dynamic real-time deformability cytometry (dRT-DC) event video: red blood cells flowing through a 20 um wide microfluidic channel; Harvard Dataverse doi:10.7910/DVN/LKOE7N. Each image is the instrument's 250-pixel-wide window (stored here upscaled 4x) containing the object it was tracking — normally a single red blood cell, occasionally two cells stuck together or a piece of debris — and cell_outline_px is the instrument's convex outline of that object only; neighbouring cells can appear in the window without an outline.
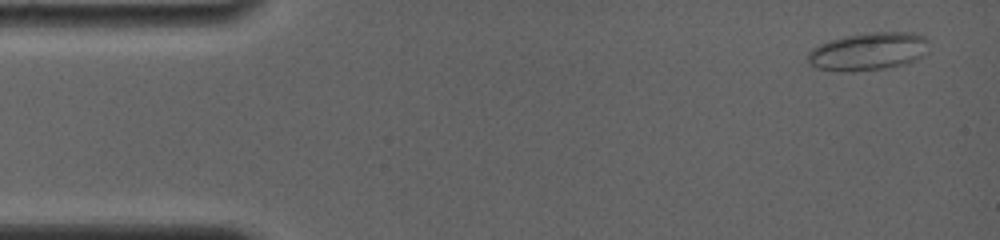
{"species": "common noctule bat (a hibernating species)", "species_latin": "Nyctalus noctula", "temperature_condition": "room temperature", "stored_images_in_passage": 13, "camera_frame_rate_fps": 4000, "um_per_image_px": 0.085, "animal": {"sex": "female", "body_mass_g": 19.0, "forearm_length_mm": 56.7}, "frame": {"image": 1, "passage_image": 2, "time_ms": 0.25, "image_size_px": [1000, 240], "cell_outline_px": [[928, 52], [924, 56], [916, 60], [904, 64], [884, 68], [852, 72], [844, 72], [816, 68], [808, 64], [808, 52], [812, 48], [820, 44], [832, 40], [848, 36], [872, 32], [912, 32], [924, 36], [928, 40]], "centroid_in_image_um": [73.83, 4.38], "position_along_channel_um": 11.2, "area_um2": 26.82}}
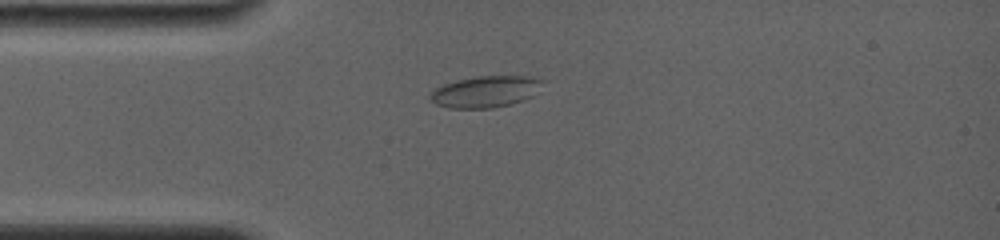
{"frame": {"image": 2, "passage_image": 10, "time_ms": 3.5, "image_size_px": [1000, 240], "cell_outline_px": [[548, 80], [532, 96], [524, 100], [492, 108], [448, 108], [436, 104], [428, 100], [428, 96], [436, 88], [444, 84], [456, 80], [476, 76], [528, 76]], "centroid_in_image_um": [41.28, 7.78], "position_along_channel_um": 43.7, "area_um2": 20.81}}
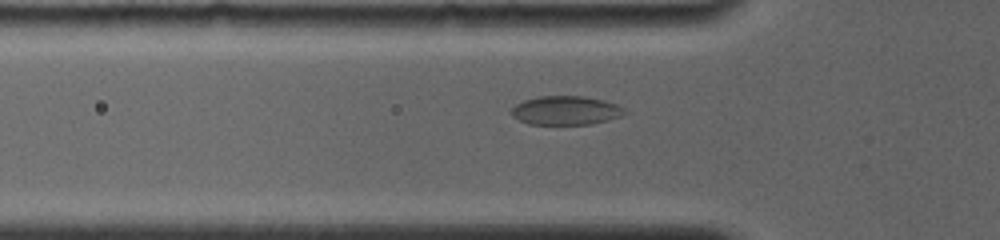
{"frame": {"image": 3, "passage_image": 13, "time_ms": 4.75, "image_size_px": [1000, 240], "cell_outline_px": [[628, 112], [620, 116], [608, 120], [592, 124], [528, 124], [512, 116], [508, 112], [516, 104], [524, 100], [540, 96], [584, 96], [604, 100], [616, 104], [624, 108]], "centroid_in_image_um": [48.08, 9.38], "position_along_channel_um": 77.7, "area_um2": 19.13}}